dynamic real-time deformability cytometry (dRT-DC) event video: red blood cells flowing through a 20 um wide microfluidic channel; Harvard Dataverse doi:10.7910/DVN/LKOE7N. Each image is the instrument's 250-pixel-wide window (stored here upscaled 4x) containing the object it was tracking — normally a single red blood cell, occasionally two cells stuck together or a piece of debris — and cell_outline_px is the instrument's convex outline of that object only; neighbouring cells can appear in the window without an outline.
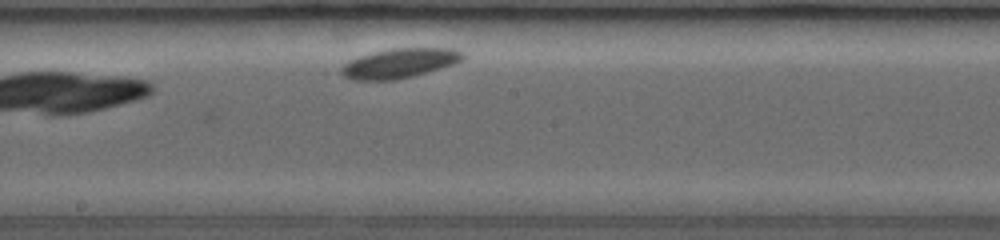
{"species": "common noctule bat (a hibernating species)", "species_latin": "Nyctalus noctula", "temperature_condition": "room temperature", "stored_images_in_passage": 6, "camera_frame_rate_fps": 3000, "um_per_image_px": 0.085, "animal": {"sex": "female", "body_mass_g": 19.0, "forearm_length_mm": 53.3}, "frame": {"image": 1, "passage_image": 6, "time_ms": 5.0, "image_size_px": [1000, 240], "cell_outline_px": [[464, 56], [460, 60], [452, 64], [440, 68], [412, 76], [396, 80], [352, 80], [344, 76], [340, 72], [340, 68], [344, 64], [360, 56], [372, 52], [392, 48], [452, 48], [464, 52]], "centroid_in_image_um": [33.93, 5.37], "position_along_channel_um": 214.3, "area_um2": 20.75}}